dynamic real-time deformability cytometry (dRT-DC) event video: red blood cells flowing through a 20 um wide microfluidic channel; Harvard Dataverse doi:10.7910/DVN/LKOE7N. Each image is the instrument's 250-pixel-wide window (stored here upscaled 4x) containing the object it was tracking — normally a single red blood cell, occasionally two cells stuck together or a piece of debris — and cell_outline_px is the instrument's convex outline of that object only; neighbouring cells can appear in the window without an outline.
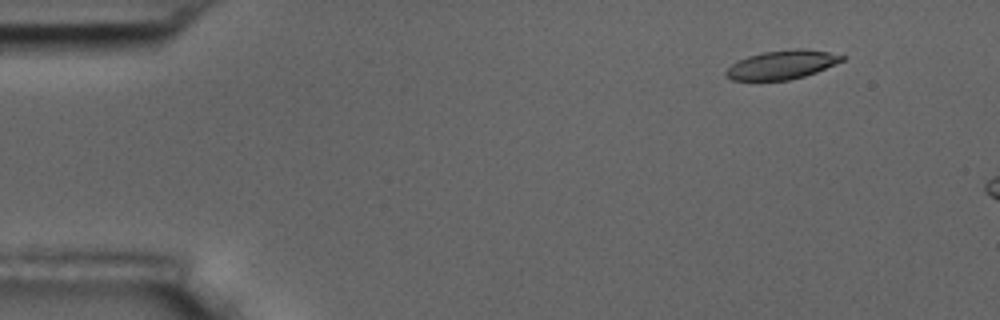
{"species": "common noctule bat (a hibernating species)", "species_latin": "Nyctalus noctula", "temperature_condition": "room temperature", "stored_images_in_passage": 12, "camera_frame_rate_fps": 3000, "um_per_image_px": 0.085, "animal": {"sex": "male", "body_mass_g": 17.5, "forearm_length_mm": 52.3}, "frame": {"image": 1, "passage_image": 6, "time_ms": 1.667, "image_size_px": [1000, 320], "cell_outline_px": [[848, 56], [844, 60], [816, 72], [804, 76], [788, 80], [732, 80], [724, 76], [724, 72], [732, 64], [748, 56], [764, 52], [796, 48], [804, 48], [828, 52]], "centroid_in_image_um": [66.48, 5.5], "position_along_channel_um": 18.5, "area_um2": 19.42}}